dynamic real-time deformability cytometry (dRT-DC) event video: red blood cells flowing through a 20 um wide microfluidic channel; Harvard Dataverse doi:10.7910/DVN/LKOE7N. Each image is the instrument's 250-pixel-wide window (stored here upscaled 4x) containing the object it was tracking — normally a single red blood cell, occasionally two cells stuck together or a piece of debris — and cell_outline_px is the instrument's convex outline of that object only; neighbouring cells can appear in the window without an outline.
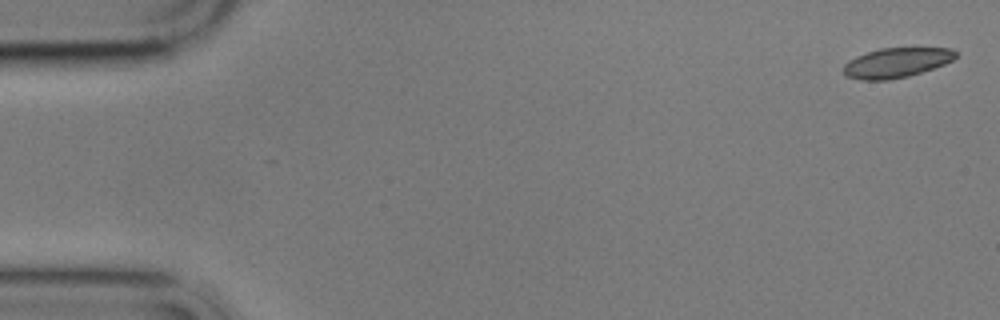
{"species": "common noctule bat (a hibernating species)", "species_latin": "Nyctalus noctula", "temperature_condition": "cold", "stored_images_in_passage": 4, "camera_frame_rate_fps": 3000, "um_per_image_px": 0.085, "animal": {"sex": "male", "body_mass_g": 17.9}, "frame": {"image": 1, "passage_image": 1, "time_ms": 0.0, "image_size_px": [1000, 320], "cell_outline_px": [[956, 56], [952, 60], [944, 64], [908, 76], [888, 80], [860, 80], [844, 76], [844, 64], [848, 60], [856, 56], [880, 48], [952, 48], [956, 52]], "centroid_in_image_um": [76.16, 5.33], "position_along_channel_um": 8.8, "area_um2": 19.36}}
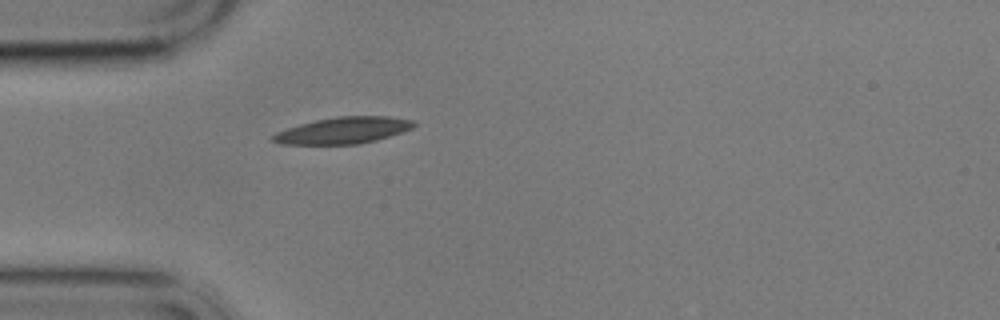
{"frame": {"image": 2, "passage_image": 4, "time_ms": 5.0, "image_size_px": [1000, 320], "cell_outline_px": [[416, 124], [412, 128], [404, 132], [376, 140], [356, 144], [280, 144], [272, 140], [272, 136], [276, 132], [300, 124], [316, 120], [336, 116], [388, 116], [412, 120]], "centroid_in_image_um": [29.2, 11.08], "position_along_channel_um": 55.8, "area_um2": 21.68}}